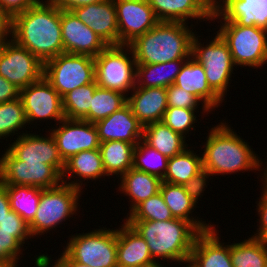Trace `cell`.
Instances as JSON below:
<instances>
[{"label":"cell","instance_id":"30","mask_svg":"<svg viewBox=\"0 0 267 267\" xmlns=\"http://www.w3.org/2000/svg\"><path fill=\"white\" fill-rule=\"evenodd\" d=\"M186 60L178 59L159 64H137L136 86L142 88L169 87L175 83Z\"/></svg>","mask_w":267,"mask_h":267},{"label":"cell","instance_id":"20","mask_svg":"<svg viewBox=\"0 0 267 267\" xmlns=\"http://www.w3.org/2000/svg\"><path fill=\"white\" fill-rule=\"evenodd\" d=\"M100 143L125 141L137 145L143 138L144 126L133 115L128 103L107 118L94 124Z\"/></svg>","mask_w":267,"mask_h":267},{"label":"cell","instance_id":"49","mask_svg":"<svg viewBox=\"0 0 267 267\" xmlns=\"http://www.w3.org/2000/svg\"><path fill=\"white\" fill-rule=\"evenodd\" d=\"M55 6L59 7L61 10H72L73 8L93 4L97 2H102L103 0H49Z\"/></svg>","mask_w":267,"mask_h":267},{"label":"cell","instance_id":"51","mask_svg":"<svg viewBox=\"0 0 267 267\" xmlns=\"http://www.w3.org/2000/svg\"><path fill=\"white\" fill-rule=\"evenodd\" d=\"M51 258L49 255L41 254L40 256L36 257L35 265L36 267H50L51 265ZM54 265L52 264L51 267H67L59 258L55 260Z\"/></svg>","mask_w":267,"mask_h":267},{"label":"cell","instance_id":"4","mask_svg":"<svg viewBox=\"0 0 267 267\" xmlns=\"http://www.w3.org/2000/svg\"><path fill=\"white\" fill-rule=\"evenodd\" d=\"M189 23L159 22L129 44L136 64H159L188 59L194 33Z\"/></svg>","mask_w":267,"mask_h":267},{"label":"cell","instance_id":"26","mask_svg":"<svg viewBox=\"0 0 267 267\" xmlns=\"http://www.w3.org/2000/svg\"><path fill=\"white\" fill-rule=\"evenodd\" d=\"M160 192L164 198L165 204L169 207L174 218L192 223L200 232L208 231L214 227L211 224H206V221L202 222V218L192 217L191 213L194 212L193 210L197 207V204L186 193L183 185L162 181Z\"/></svg>","mask_w":267,"mask_h":267},{"label":"cell","instance_id":"12","mask_svg":"<svg viewBox=\"0 0 267 267\" xmlns=\"http://www.w3.org/2000/svg\"><path fill=\"white\" fill-rule=\"evenodd\" d=\"M44 63L13 40L0 45V75L18 90L43 77Z\"/></svg>","mask_w":267,"mask_h":267},{"label":"cell","instance_id":"33","mask_svg":"<svg viewBox=\"0 0 267 267\" xmlns=\"http://www.w3.org/2000/svg\"><path fill=\"white\" fill-rule=\"evenodd\" d=\"M233 267H267V241L249 237L230 244Z\"/></svg>","mask_w":267,"mask_h":267},{"label":"cell","instance_id":"16","mask_svg":"<svg viewBox=\"0 0 267 267\" xmlns=\"http://www.w3.org/2000/svg\"><path fill=\"white\" fill-rule=\"evenodd\" d=\"M21 133L7 148L18 160L25 162H42L51 165L60 175L65 162L60 156L56 141L49 131L48 136Z\"/></svg>","mask_w":267,"mask_h":267},{"label":"cell","instance_id":"2","mask_svg":"<svg viewBox=\"0 0 267 267\" xmlns=\"http://www.w3.org/2000/svg\"><path fill=\"white\" fill-rule=\"evenodd\" d=\"M146 242L154 260L189 262L196 237L201 233L192 223L173 218L167 221L125 220ZM156 258V259H155Z\"/></svg>","mask_w":267,"mask_h":267},{"label":"cell","instance_id":"22","mask_svg":"<svg viewBox=\"0 0 267 267\" xmlns=\"http://www.w3.org/2000/svg\"><path fill=\"white\" fill-rule=\"evenodd\" d=\"M174 85L202 101V114L213 111L222 99L210 88L204 68L191 56L183 63Z\"/></svg>","mask_w":267,"mask_h":267},{"label":"cell","instance_id":"5","mask_svg":"<svg viewBox=\"0 0 267 267\" xmlns=\"http://www.w3.org/2000/svg\"><path fill=\"white\" fill-rule=\"evenodd\" d=\"M82 181L77 180L67 183L61 182L53 188L41 189L39 206L33 221L29 224L32 235L40 236L48 233L63 221L78 212V200L83 189Z\"/></svg>","mask_w":267,"mask_h":267},{"label":"cell","instance_id":"40","mask_svg":"<svg viewBox=\"0 0 267 267\" xmlns=\"http://www.w3.org/2000/svg\"><path fill=\"white\" fill-rule=\"evenodd\" d=\"M196 110L168 107L164 113L162 122L169 126L174 132L181 134L183 137L189 134V131L194 130L196 120Z\"/></svg>","mask_w":267,"mask_h":267},{"label":"cell","instance_id":"54","mask_svg":"<svg viewBox=\"0 0 267 267\" xmlns=\"http://www.w3.org/2000/svg\"><path fill=\"white\" fill-rule=\"evenodd\" d=\"M265 164H267V162L265 163ZM265 171H264V176H262L264 179L262 180L263 182H262V184H263V188L264 189H267V166H266V168L264 169Z\"/></svg>","mask_w":267,"mask_h":267},{"label":"cell","instance_id":"52","mask_svg":"<svg viewBox=\"0 0 267 267\" xmlns=\"http://www.w3.org/2000/svg\"><path fill=\"white\" fill-rule=\"evenodd\" d=\"M67 267H92L82 264L78 261L72 260L64 251L61 253L59 258Z\"/></svg>","mask_w":267,"mask_h":267},{"label":"cell","instance_id":"55","mask_svg":"<svg viewBox=\"0 0 267 267\" xmlns=\"http://www.w3.org/2000/svg\"><path fill=\"white\" fill-rule=\"evenodd\" d=\"M145 267H164V265L161 264V260H160V263L156 261L155 263L147 265Z\"/></svg>","mask_w":267,"mask_h":267},{"label":"cell","instance_id":"36","mask_svg":"<svg viewBox=\"0 0 267 267\" xmlns=\"http://www.w3.org/2000/svg\"><path fill=\"white\" fill-rule=\"evenodd\" d=\"M97 83L83 85L62 97V107L65 118L82 120L90 111L91 102Z\"/></svg>","mask_w":267,"mask_h":267},{"label":"cell","instance_id":"42","mask_svg":"<svg viewBox=\"0 0 267 267\" xmlns=\"http://www.w3.org/2000/svg\"><path fill=\"white\" fill-rule=\"evenodd\" d=\"M168 107H178L185 109L197 110L201 102L196 96L190 92H186L182 88L172 84L166 88Z\"/></svg>","mask_w":267,"mask_h":267},{"label":"cell","instance_id":"27","mask_svg":"<svg viewBox=\"0 0 267 267\" xmlns=\"http://www.w3.org/2000/svg\"><path fill=\"white\" fill-rule=\"evenodd\" d=\"M121 180V181H120ZM120 193L131 198L129 211L138 204L160 192L162 179L149 173L130 168L120 176Z\"/></svg>","mask_w":267,"mask_h":267},{"label":"cell","instance_id":"6","mask_svg":"<svg viewBox=\"0 0 267 267\" xmlns=\"http://www.w3.org/2000/svg\"><path fill=\"white\" fill-rule=\"evenodd\" d=\"M94 64L95 82L99 87L121 92L127 97L129 90L135 88L137 64L129 45H108L94 57Z\"/></svg>","mask_w":267,"mask_h":267},{"label":"cell","instance_id":"19","mask_svg":"<svg viewBox=\"0 0 267 267\" xmlns=\"http://www.w3.org/2000/svg\"><path fill=\"white\" fill-rule=\"evenodd\" d=\"M76 17L100 36L107 45H119L114 0H103L71 10Z\"/></svg>","mask_w":267,"mask_h":267},{"label":"cell","instance_id":"46","mask_svg":"<svg viewBox=\"0 0 267 267\" xmlns=\"http://www.w3.org/2000/svg\"><path fill=\"white\" fill-rule=\"evenodd\" d=\"M40 0H0V8L11 17L36 5Z\"/></svg>","mask_w":267,"mask_h":267},{"label":"cell","instance_id":"44","mask_svg":"<svg viewBox=\"0 0 267 267\" xmlns=\"http://www.w3.org/2000/svg\"><path fill=\"white\" fill-rule=\"evenodd\" d=\"M212 174L205 169L199 171L193 178H191L187 183L183 186L185 188L186 193L196 202L198 203L199 197H201L205 191V187H207V179Z\"/></svg>","mask_w":267,"mask_h":267},{"label":"cell","instance_id":"32","mask_svg":"<svg viewBox=\"0 0 267 267\" xmlns=\"http://www.w3.org/2000/svg\"><path fill=\"white\" fill-rule=\"evenodd\" d=\"M203 169L202 155L186 148L182 153L168 159L163 182L184 185Z\"/></svg>","mask_w":267,"mask_h":267},{"label":"cell","instance_id":"50","mask_svg":"<svg viewBox=\"0 0 267 267\" xmlns=\"http://www.w3.org/2000/svg\"><path fill=\"white\" fill-rule=\"evenodd\" d=\"M9 196L6 190V185L0 183V222L11 211Z\"/></svg>","mask_w":267,"mask_h":267},{"label":"cell","instance_id":"29","mask_svg":"<svg viewBox=\"0 0 267 267\" xmlns=\"http://www.w3.org/2000/svg\"><path fill=\"white\" fill-rule=\"evenodd\" d=\"M77 176V177H76ZM108 176L103 167L101 153L99 149L85 150L77 153L65 161L64 170L61 174L63 183H67L73 177L82 179V181Z\"/></svg>","mask_w":267,"mask_h":267},{"label":"cell","instance_id":"35","mask_svg":"<svg viewBox=\"0 0 267 267\" xmlns=\"http://www.w3.org/2000/svg\"><path fill=\"white\" fill-rule=\"evenodd\" d=\"M127 103V96L121 92L97 87L93 94L89 113L82 119L93 124L107 118Z\"/></svg>","mask_w":267,"mask_h":267},{"label":"cell","instance_id":"14","mask_svg":"<svg viewBox=\"0 0 267 267\" xmlns=\"http://www.w3.org/2000/svg\"><path fill=\"white\" fill-rule=\"evenodd\" d=\"M114 4L119 45H129L159 23L147 0H114Z\"/></svg>","mask_w":267,"mask_h":267},{"label":"cell","instance_id":"47","mask_svg":"<svg viewBox=\"0 0 267 267\" xmlns=\"http://www.w3.org/2000/svg\"><path fill=\"white\" fill-rule=\"evenodd\" d=\"M19 95L20 90L0 75V103L15 100Z\"/></svg>","mask_w":267,"mask_h":267},{"label":"cell","instance_id":"10","mask_svg":"<svg viewBox=\"0 0 267 267\" xmlns=\"http://www.w3.org/2000/svg\"><path fill=\"white\" fill-rule=\"evenodd\" d=\"M43 76L63 97L95 81L94 57L64 52L44 63Z\"/></svg>","mask_w":267,"mask_h":267},{"label":"cell","instance_id":"9","mask_svg":"<svg viewBox=\"0 0 267 267\" xmlns=\"http://www.w3.org/2000/svg\"><path fill=\"white\" fill-rule=\"evenodd\" d=\"M194 34L191 43V57L204 68L208 85L224 100L227 88L231 80V75L235 65L228 45L217 33L215 37L204 46ZM226 93V94H225Z\"/></svg>","mask_w":267,"mask_h":267},{"label":"cell","instance_id":"34","mask_svg":"<svg viewBox=\"0 0 267 267\" xmlns=\"http://www.w3.org/2000/svg\"><path fill=\"white\" fill-rule=\"evenodd\" d=\"M10 207L30 224L39 206L41 188L20 185H6Z\"/></svg>","mask_w":267,"mask_h":267},{"label":"cell","instance_id":"23","mask_svg":"<svg viewBox=\"0 0 267 267\" xmlns=\"http://www.w3.org/2000/svg\"><path fill=\"white\" fill-rule=\"evenodd\" d=\"M215 227L201 232L195 240L188 262L189 267H233L230 245L219 241Z\"/></svg>","mask_w":267,"mask_h":267},{"label":"cell","instance_id":"24","mask_svg":"<svg viewBox=\"0 0 267 267\" xmlns=\"http://www.w3.org/2000/svg\"><path fill=\"white\" fill-rule=\"evenodd\" d=\"M130 92L132 94L127 97V103L130 105L133 115L143 126L162 121L164 113L168 108L166 88H142L135 86Z\"/></svg>","mask_w":267,"mask_h":267},{"label":"cell","instance_id":"28","mask_svg":"<svg viewBox=\"0 0 267 267\" xmlns=\"http://www.w3.org/2000/svg\"><path fill=\"white\" fill-rule=\"evenodd\" d=\"M185 138L162 121L148 124L143 128L142 140L168 159L188 148Z\"/></svg>","mask_w":267,"mask_h":267},{"label":"cell","instance_id":"43","mask_svg":"<svg viewBox=\"0 0 267 267\" xmlns=\"http://www.w3.org/2000/svg\"><path fill=\"white\" fill-rule=\"evenodd\" d=\"M23 246L12 233L0 232V259L19 262Z\"/></svg>","mask_w":267,"mask_h":267},{"label":"cell","instance_id":"31","mask_svg":"<svg viewBox=\"0 0 267 267\" xmlns=\"http://www.w3.org/2000/svg\"><path fill=\"white\" fill-rule=\"evenodd\" d=\"M134 144L125 141H105L100 143L99 150L103 167L108 176L120 177L133 167Z\"/></svg>","mask_w":267,"mask_h":267},{"label":"cell","instance_id":"39","mask_svg":"<svg viewBox=\"0 0 267 267\" xmlns=\"http://www.w3.org/2000/svg\"><path fill=\"white\" fill-rule=\"evenodd\" d=\"M128 215L125 220L167 221L174 218L161 192L138 204Z\"/></svg>","mask_w":267,"mask_h":267},{"label":"cell","instance_id":"1","mask_svg":"<svg viewBox=\"0 0 267 267\" xmlns=\"http://www.w3.org/2000/svg\"><path fill=\"white\" fill-rule=\"evenodd\" d=\"M11 39L43 63L64 53L61 34V9L49 0L12 17Z\"/></svg>","mask_w":267,"mask_h":267},{"label":"cell","instance_id":"11","mask_svg":"<svg viewBox=\"0 0 267 267\" xmlns=\"http://www.w3.org/2000/svg\"><path fill=\"white\" fill-rule=\"evenodd\" d=\"M62 182L61 175L49 164L18 160L8 149L0 158V183L53 188Z\"/></svg>","mask_w":267,"mask_h":267},{"label":"cell","instance_id":"15","mask_svg":"<svg viewBox=\"0 0 267 267\" xmlns=\"http://www.w3.org/2000/svg\"><path fill=\"white\" fill-rule=\"evenodd\" d=\"M63 161L85 150L99 149L96 126L85 120L64 118L59 127L50 130Z\"/></svg>","mask_w":267,"mask_h":267},{"label":"cell","instance_id":"8","mask_svg":"<svg viewBox=\"0 0 267 267\" xmlns=\"http://www.w3.org/2000/svg\"><path fill=\"white\" fill-rule=\"evenodd\" d=\"M71 236L64 252L72 260L92 267H118L117 229L103 227Z\"/></svg>","mask_w":267,"mask_h":267},{"label":"cell","instance_id":"7","mask_svg":"<svg viewBox=\"0 0 267 267\" xmlns=\"http://www.w3.org/2000/svg\"><path fill=\"white\" fill-rule=\"evenodd\" d=\"M216 33L228 45L236 67L248 66L255 69L267 63V30L257 26L221 22Z\"/></svg>","mask_w":267,"mask_h":267},{"label":"cell","instance_id":"41","mask_svg":"<svg viewBox=\"0 0 267 267\" xmlns=\"http://www.w3.org/2000/svg\"><path fill=\"white\" fill-rule=\"evenodd\" d=\"M0 232L12 233L22 245L32 237L29 224L13 210L0 222Z\"/></svg>","mask_w":267,"mask_h":267},{"label":"cell","instance_id":"45","mask_svg":"<svg viewBox=\"0 0 267 267\" xmlns=\"http://www.w3.org/2000/svg\"><path fill=\"white\" fill-rule=\"evenodd\" d=\"M262 195L257 204V212L259 214V228L256 234L252 235L253 238L262 239L267 241V189L262 188Z\"/></svg>","mask_w":267,"mask_h":267},{"label":"cell","instance_id":"13","mask_svg":"<svg viewBox=\"0 0 267 267\" xmlns=\"http://www.w3.org/2000/svg\"><path fill=\"white\" fill-rule=\"evenodd\" d=\"M19 97L24 106L27 123L53 119L56 125L65 118L62 97L44 78L20 90Z\"/></svg>","mask_w":267,"mask_h":267},{"label":"cell","instance_id":"3","mask_svg":"<svg viewBox=\"0 0 267 267\" xmlns=\"http://www.w3.org/2000/svg\"><path fill=\"white\" fill-rule=\"evenodd\" d=\"M247 143L226 122L221 121L210 129L206 137L202 154L203 169L212 176L262 170L260 157Z\"/></svg>","mask_w":267,"mask_h":267},{"label":"cell","instance_id":"38","mask_svg":"<svg viewBox=\"0 0 267 267\" xmlns=\"http://www.w3.org/2000/svg\"><path fill=\"white\" fill-rule=\"evenodd\" d=\"M27 120L21 98L0 103V139L10 135H18V130L26 128Z\"/></svg>","mask_w":267,"mask_h":267},{"label":"cell","instance_id":"48","mask_svg":"<svg viewBox=\"0 0 267 267\" xmlns=\"http://www.w3.org/2000/svg\"><path fill=\"white\" fill-rule=\"evenodd\" d=\"M10 36H12V17L0 8V45L12 40Z\"/></svg>","mask_w":267,"mask_h":267},{"label":"cell","instance_id":"21","mask_svg":"<svg viewBox=\"0 0 267 267\" xmlns=\"http://www.w3.org/2000/svg\"><path fill=\"white\" fill-rule=\"evenodd\" d=\"M159 22L212 21L214 0H147ZM207 19V20H206Z\"/></svg>","mask_w":267,"mask_h":267},{"label":"cell","instance_id":"17","mask_svg":"<svg viewBox=\"0 0 267 267\" xmlns=\"http://www.w3.org/2000/svg\"><path fill=\"white\" fill-rule=\"evenodd\" d=\"M64 52L96 57L108 45L70 10H61Z\"/></svg>","mask_w":267,"mask_h":267},{"label":"cell","instance_id":"37","mask_svg":"<svg viewBox=\"0 0 267 267\" xmlns=\"http://www.w3.org/2000/svg\"><path fill=\"white\" fill-rule=\"evenodd\" d=\"M168 158L141 140L134 150L133 168L163 180Z\"/></svg>","mask_w":267,"mask_h":267},{"label":"cell","instance_id":"18","mask_svg":"<svg viewBox=\"0 0 267 267\" xmlns=\"http://www.w3.org/2000/svg\"><path fill=\"white\" fill-rule=\"evenodd\" d=\"M214 19L267 30V0H214Z\"/></svg>","mask_w":267,"mask_h":267},{"label":"cell","instance_id":"53","mask_svg":"<svg viewBox=\"0 0 267 267\" xmlns=\"http://www.w3.org/2000/svg\"><path fill=\"white\" fill-rule=\"evenodd\" d=\"M16 261H6L3 259H0V267H16L17 266Z\"/></svg>","mask_w":267,"mask_h":267},{"label":"cell","instance_id":"25","mask_svg":"<svg viewBox=\"0 0 267 267\" xmlns=\"http://www.w3.org/2000/svg\"><path fill=\"white\" fill-rule=\"evenodd\" d=\"M120 227L117 229L118 267H145L155 263L147 242L126 222Z\"/></svg>","mask_w":267,"mask_h":267}]
</instances>
